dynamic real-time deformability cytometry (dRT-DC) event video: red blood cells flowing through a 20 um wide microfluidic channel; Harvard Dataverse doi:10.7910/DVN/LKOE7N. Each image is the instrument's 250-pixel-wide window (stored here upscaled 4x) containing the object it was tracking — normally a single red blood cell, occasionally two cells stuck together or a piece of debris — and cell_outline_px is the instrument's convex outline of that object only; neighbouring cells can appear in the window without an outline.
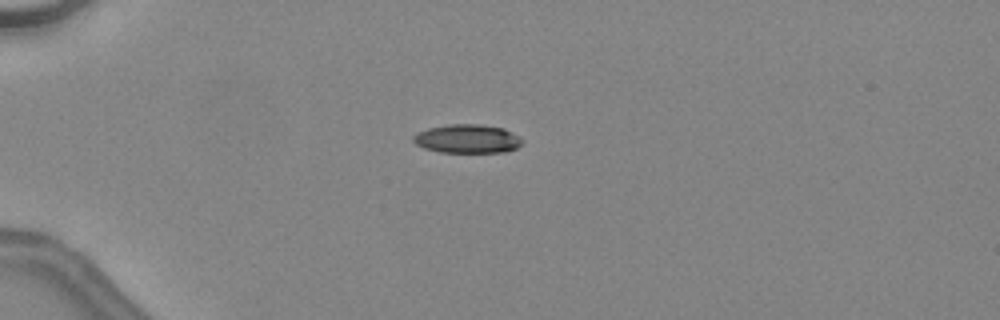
{"species": "common noctule bat (a hibernating species)", "species_latin": "Nyctalus noctula", "temperature_condition": "warm", "stored_images_in_passage": 47, "camera_frame_rate_fps": 3000, "um_per_image_px": 0.085, "animal": {"sex": "female", "body_mass_g": 24.6, "forearm_length_mm": 56.2}, "frame": {"image": 1, "passage_image": 14, "time_ms": 4.333, "image_size_px": [1000, 320], "cell_outline_px": [[524, 140], [516, 148], [504, 152], [440, 152], [424, 148], [416, 144], [412, 140], [412, 136], [416, 132], [428, 128], [448, 124], [480, 124], [504, 128], [520, 136]], "centroid_in_image_um": [39.71, 11.79], "position_along_channel_um": 45.3, "area_um2": 18.38}}
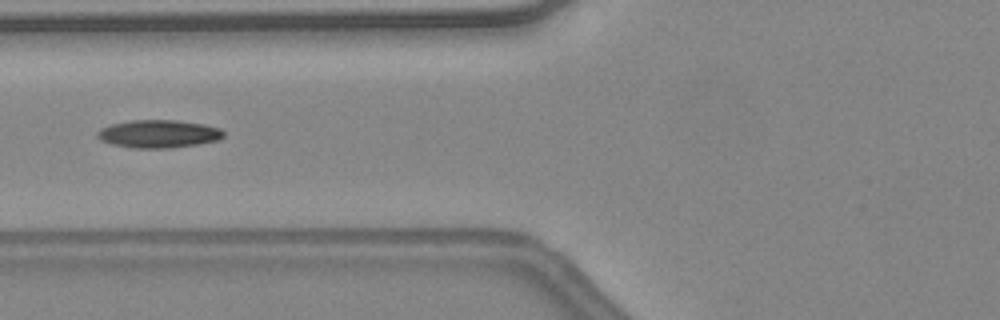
{"frame": {"image": 2, "passage_image": 21, "time_ms": 6.667, "image_size_px": [1000, 320], "cell_outline_px": [[224, 136], [220, 140], [200, 144], [172, 148], [132, 148], [112, 144], [100, 140], [96, 136], [96, 132], [100, 128], [112, 124], [132, 120], [172, 120], [204, 124], [220, 128], [224, 132]], "centroid_in_image_um": [13.48, 11.39], "position_along_channel_um": 112.3, "area_um2": 20.69}, "authors_computed_cell_mechanics": {"area_um2": 19.074, "velocity_mm_per_s": 4.5786, "shape_relaxation_time_tau1_ms": 5.5353, "shape_relaxation_time_tau2_ms": 3.4365, "deformation_change_tau1": 0.224, "deformation_change_tau2": 0.1268}}